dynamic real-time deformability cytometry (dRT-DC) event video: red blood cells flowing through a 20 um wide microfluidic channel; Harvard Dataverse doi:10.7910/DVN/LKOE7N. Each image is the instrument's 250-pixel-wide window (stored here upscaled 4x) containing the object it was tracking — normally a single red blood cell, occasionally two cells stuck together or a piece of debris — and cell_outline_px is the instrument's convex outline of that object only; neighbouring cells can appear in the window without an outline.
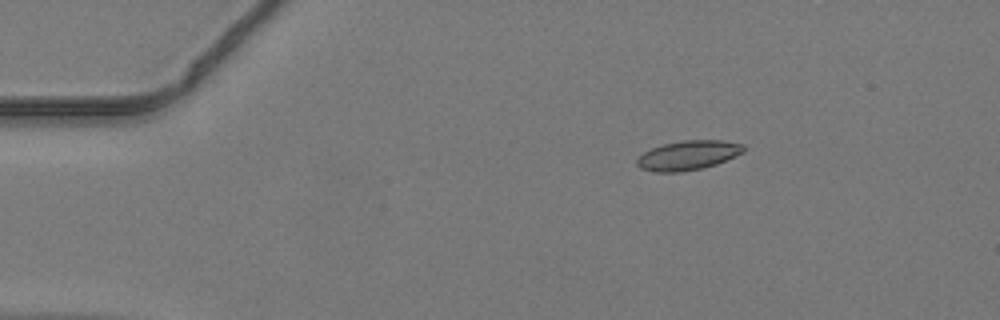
{"species": "common noctule bat (a hibernating species)", "species_latin": "Nyctalus noctula", "temperature_condition": "warm", "stored_images_in_passage": 41, "camera_frame_rate_fps": 3000, "um_per_image_px": 0.085, "animal": {"sex": "male", "body_mass_g": 19.2, "forearm_length_mm": 51.8}, "frame": {"image": 1, "passage_image": 1, "time_ms": 0.0, "image_size_px": [1000, 320], "cell_outline_px": [[744, 152], [736, 156], [716, 164], [700, 168], [680, 172], [652, 172], [640, 168], [636, 164], [636, 160], [644, 152], [652, 148], [664, 144], [684, 140], [724, 140], [744, 144]], "centroid_in_image_um": [58.49, 13.2], "position_along_channel_um": 26.5, "area_um2": 18.26}}
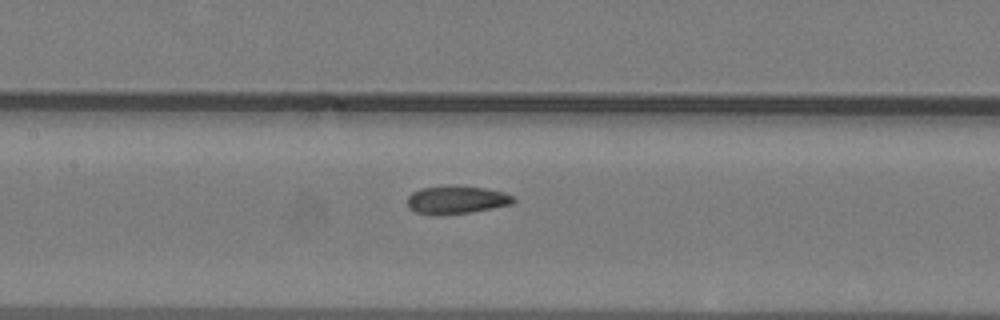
{"frame": {"image": 2, "passage_image": 16, "time_ms": 5.0, "image_size_px": [1000, 320], "cell_outline_px": [[516, 200], [512, 204], [472, 212], [436, 216], [416, 212], [408, 208], [408, 196], [412, 192], [420, 188], [448, 184], [456, 184], [484, 188], [504, 192], [516, 196]], "centroid_in_image_um": [38.8, 16.97], "position_along_channel_um": 168.6, "area_um2": 17.92}}
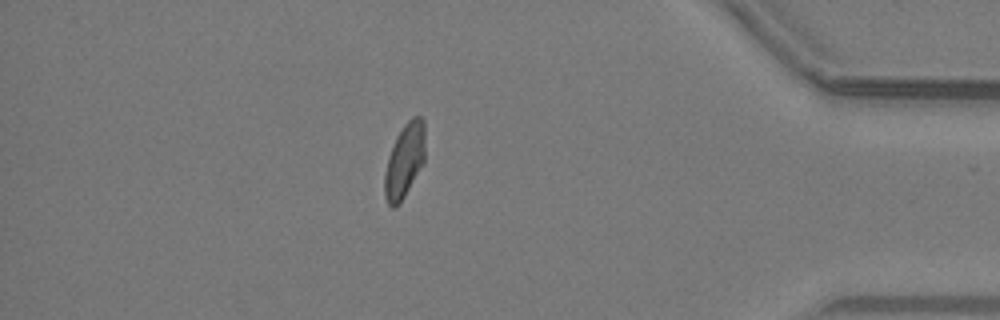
{"frame": {"image": 3, "passage_image": 35, "time_ms": 11.333, "image_size_px": [1000, 320], "cell_outline_px": [[424, 164], [400, 204], [396, 208], [392, 208], [388, 204], [384, 196], [384, 172], [388, 156], [396, 136], [404, 124], [412, 116], [420, 116], [424, 120]], "centroid_in_image_um": [34.37, 13.68], "position_along_channel_um": 400.8, "area_um2": 17.86}}